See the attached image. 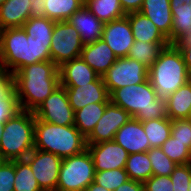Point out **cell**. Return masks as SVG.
I'll use <instances>...</instances> for the list:
<instances>
[{"mask_svg": "<svg viewBox=\"0 0 191 191\" xmlns=\"http://www.w3.org/2000/svg\"><path fill=\"white\" fill-rule=\"evenodd\" d=\"M19 109L34 112L60 85L58 66L51 60L29 64L12 74Z\"/></svg>", "mask_w": 191, "mask_h": 191, "instance_id": "6da1fadb", "label": "cell"}, {"mask_svg": "<svg viewBox=\"0 0 191 191\" xmlns=\"http://www.w3.org/2000/svg\"><path fill=\"white\" fill-rule=\"evenodd\" d=\"M51 41L35 40L22 27L0 30V68L10 75L29 64L51 60Z\"/></svg>", "mask_w": 191, "mask_h": 191, "instance_id": "7a4b0ae2", "label": "cell"}, {"mask_svg": "<svg viewBox=\"0 0 191 191\" xmlns=\"http://www.w3.org/2000/svg\"><path fill=\"white\" fill-rule=\"evenodd\" d=\"M109 97L113 104L141 122L167 117L166 100L158 96L149 79L116 89Z\"/></svg>", "mask_w": 191, "mask_h": 191, "instance_id": "3957f363", "label": "cell"}, {"mask_svg": "<svg viewBox=\"0 0 191 191\" xmlns=\"http://www.w3.org/2000/svg\"><path fill=\"white\" fill-rule=\"evenodd\" d=\"M34 149L47 151L64 159L87 149L86 137L75 125L60 126L35 118Z\"/></svg>", "mask_w": 191, "mask_h": 191, "instance_id": "277c9868", "label": "cell"}, {"mask_svg": "<svg viewBox=\"0 0 191 191\" xmlns=\"http://www.w3.org/2000/svg\"><path fill=\"white\" fill-rule=\"evenodd\" d=\"M148 79L158 96L167 98L189 80L183 56L174 44H169L149 68Z\"/></svg>", "mask_w": 191, "mask_h": 191, "instance_id": "5b68a950", "label": "cell"}, {"mask_svg": "<svg viewBox=\"0 0 191 191\" xmlns=\"http://www.w3.org/2000/svg\"><path fill=\"white\" fill-rule=\"evenodd\" d=\"M35 115L19 109L5 123L0 154L5 161L23 160L34 149Z\"/></svg>", "mask_w": 191, "mask_h": 191, "instance_id": "8992f818", "label": "cell"}, {"mask_svg": "<svg viewBox=\"0 0 191 191\" xmlns=\"http://www.w3.org/2000/svg\"><path fill=\"white\" fill-rule=\"evenodd\" d=\"M95 167L92 157L85 149L62 160L56 191H85L94 182Z\"/></svg>", "mask_w": 191, "mask_h": 191, "instance_id": "52a82bcc", "label": "cell"}, {"mask_svg": "<svg viewBox=\"0 0 191 191\" xmlns=\"http://www.w3.org/2000/svg\"><path fill=\"white\" fill-rule=\"evenodd\" d=\"M84 47L80 34L68 21H55L50 54L51 61L60 67L63 63L81 56Z\"/></svg>", "mask_w": 191, "mask_h": 191, "instance_id": "ba28073f", "label": "cell"}, {"mask_svg": "<svg viewBox=\"0 0 191 191\" xmlns=\"http://www.w3.org/2000/svg\"><path fill=\"white\" fill-rule=\"evenodd\" d=\"M149 68L129 57L117 58L116 62L102 76L109 95L127 85L143 83L148 79Z\"/></svg>", "mask_w": 191, "mask_h": 191, "instance_id": "9c48e42d", "label": "cell"}, {"mask_svg": "<svg viewBox=\"0 0 191 191\" xmlns=\"http://www.w3.org/2000/svg\"><path fill=\"white\" fill-rule=\"evenodd\" d=\"M42 191H56L62 158L56 154L33 149L24 159Z\"/></svg>", "mask_w": 191, "mask_h": 191, "instance_id": "30bf717a", "label": "cell"}, {"mask_svg": "<svg viewBox=\"0 0 191 191\" xmlns=\"http://www.w3.org/2000/svg\"><path fill=\"white\" fill-rule=\"evenodd\" d=\"M74 113L62 85H59L34 111L35 118L60 126L74 125Z\"/></svg>", "mask_w": 191, "mask_h": 191, "instance_id": "8fae6325", "label": "cell"}, {"mask_svg": "<svg viewBox=\"0 0 191 191\" xmlns=\"http://www.w3.org/2000/svg\"><path fill=\"white\" fill-rule=\"evenodd\" d=\"M131 118L123 108L111 101L106 105L101 119L95 125L91 134L86 138L87 144H97L104 141H112L116 132Z\"/></svg>", "mask_w": 191, "mask_h": 191, "instance_id": "7c38bea8", "label": "cell"}, {"mask_svg": "<svg viewBox=\"0 0 191 191\" xmlns=\"http://www.w3.org/2000/svg\"><path fill=\"white\" fill-rule=\"evenodd\" d=\"M95 172L125 168L129 153L114 140L87 144Z\"/></svg>", "mask_w": 191, "mask_h": 191, "instance_id": "4fadbf2b", "label": "cell"}, {"mask_svg": "<svg viewBox=\"0 0 191 191\" xmlns=\"http://www.w3.org/2000/svg\"><path fill=\"white\" fill-rule=\"evenodd\" d=\"M102 39L112 49L117 58L127 57L134 43V36L129 19L125 16L105 23Z\"/></svg>", "mask_w": 191, "mask_h": 191, "instance_id": "5bb4252c", "label": "cell"}, {"mask_svg": "<svg viewBox=\"0 0 191 191\" xmlns=\"http://www.w3.org/2000/svg\"><path fill=\"white\" fill-rule=\"evenodd\" d=\"M74 112L91 103L110 102L102 76L96 81L78 86H64Z\"/></svg>", "mask_w": 191, "mask_h": 191, "instance_id": "9a60e30c", "label": "cell"}, {"mask_svg": "<svg viewBox=\"0 0 191 191\" xmlns=\"http://www.w3.org/2000/svg\"><path fill=\"white\" fill-rule=\"evenodd\" d=\"M113 140L129 154L147 152L151 148L142 122L134 117L116 132Z\"/></svg>", "mask_w": 191, "mask_h": 191, "instance_id": "2e32d148", "label": "cell"}, {"mask_svg": "<svg viewBox=\"0 0 191 191\" xmlns=\"http://www.w3.org/2000/svg\"><path fill=\"white\" fill-rule=\"evenodd\" d=\"M67 21L78 31L84 46L102 39L104 23L85 4L74 12Z\"/></svg>", "mask_w": 191, "mask_h": 191, "instance_id": "e0dca14e", "label": "cell"}, {"mask_svg": "<svg viewBox=\"0 0 191 191\" xmlns=\"http://www.w3.org/2000/svg\"><path fill=\"white\" fill-rule=\"evenodd\" d=\"M58 70L62 86L80 87V85L94 82L100 77L81 56L63 63Z\"/></svg>", "mask_w": 191, "mask_h": 191, "instance_id": "ac0fdd59", "label": "cell"}, {"mask_svg": "<svg viewBox=\"0 0 191 191\" xmlns=\"http://www.w3.org/2000/svg\"><path fill=\"white\" fill-rule=\"evenodd\" d=\"M81 58L100 76H103L117 60L103 39L85 45L81 51Z\"/></svg>", "mask_w": 191, "mask_h": 191, "instance_id": "d6986e66", "label": "cell"}, {"mask_svg": "<svg viewBox=\"0 0 191 191\" xmlns=\"http://www.w3.org/2000/svg\"><path fill=\"white\" fill-rule=\"evenodd\" d=\"M140 12L157 26L171 44L173 15L170 0H144Z\"/></svg>", "mask_w": 191, "mask_h": 191, "instance_id": "ffe728a7", "label": "cell"}, {"mask_svg": "<svg viewBox=\"0 0 191 191\" xmlns=\"http://www.w3.org/2000/svg\"><path fill=\"white\" fill-rule=\"evenodd\" d=\"M134 40L150 43H169L157 26L140 11L126 14Z\"/></svg>", "mask_w": 191, "mask_h": 191, "instance_id": "44dd1931", "label": "cell"}, {"mask_svg": "<svg viewBox=\"0 0 191 191\" xmlns=\"http://www.w3.org/2000/svg\"><path fill=\"white\" fill-rule=\"evenodd\" d=\"M30 0H6L0 7V30L22 27L30 18Z\"/></svg>", "mask_w": 191, "mask_h": 191, "instance_id": "7402d4cb", "label": "cell"}, {"mask_svg": "<svg viewBox=\"0 0 191 191\" xmlns=\"http://www.w3.org/2000/svg\"><path fill=\"white\" fill-rule=\"evenodd\" d=\"M166 113L171 120L191 118V80L166 99Z\"/></svg>", "mask_w": 191, "mask_h": 191, "instance_id": "603a6c76", "label": "cell"}, {"mask_svg": "<svg viewBox=\"0 0 191 191\" xmlns=\"http://www.w3.org/2000/svg\"><path fill=\"white\" fill-rule=\"evenodd\" d=\"M109 102L91 103L74 113L75 127L87 138L101 119Z\"/></svg>", "mask_w": 191, "mask_h": 191, "instance_id": "cb8c5ba5", "label": "cell"}, {"mask_svg": "<svg viewBox=\"0 0 191 191\" xmlns=\"http://www.w3.org/2000/svg\"><path fill=\"white\" fill-rule=\"evenodd\" d=\"M84 4L104 24L126 16L120 0H85Z\"/></svg>", "mask_w": 191, "mask_h": 191, "instance_id": "d4e9b609", "label": "cell"}, {"mask_svg": "<svg viewBox=\"0 0 191 191\" xmlns=\"http://www.w3.org/2000/svg\"><path fill=\"white\" fill-rule=\"evenodd\" d=\"M169 44L170 43H150L134 40L127 57L135 59L150 68L159 57L161 51Z\"/></svg>", "mask_w": 191, "mask_h": 191, "instance_id": "484cf974", "label": "cell"}, {"mask_svg": "<svg viewBox=\"0 0 191 191\" xmlns=\"http://www.w3.org/2000/svg\"><path fill=\"white\" fill-rule=\"evenodd\" d=\"M129 179L144 183L152 175V166L147 152L129 154L124 168Z\"/></svg>", "mask_w": 191, "mask_h": 191, "instance_id": "4316f807", "label": "cell"}, {"mask_svg": "<svg viewBox=\"0 0 191 191\" xmlns=\"http://www.w3.org/2000/svg\"><path fill=\"white\" fill-rule=\"evenodd\" d=\"M151 148L161 147L171 135V119L168 117L142 122Z\"/></svg>", "mask_w": 191, "mask_h": 191, "instance_id": "83f0119b", "label": "cell"}, {"mask_svg": "<svg viewBox=\"0 0 191 191\" xmlns=\"http://www.w3.org/2000/svg\"><path fill=\"white\" fill-rule=\"evenodd\" d=\"M46 17L54 21H67L85 0H45Z\"/></svg>", "mask_w": 191, "mask_h": 191, "instance_id": "f1b7e54d", "label": "cell"}, {"mask_svg": "<svg viewBox=\"0 0 191 191\" xmlns=\"http://www.w3.org/2000/svg\"><path fill=\"white\" fill-rule=\"evenodd\" d=\"M14 191H42L30 165L23 160H15Z\"/></svg>", "mask_w": 191, "mask_h": 191, "instance_id": "f546056e", "label": "cell"}, {"mask_svg": "<svg viewBox=\"0 0 191 191\" xmlns=\"http://www.w3.org/2000/svg\"><path fill=\"white\" fill-rule=\"evenodd\" d=\"M55 21L47 17L29 18L22 28L35 40L51 41Z\"/></svg>", "mask_w": 191, "mask_h": 191, "instance_id": "4dcf8cb0", "label": "cell"}, {"mask_svg": "<svg viewBox=\"0 0 191 191\" xmlns=\"http://www.w3.org/2000/svg\"><path fill=\"white\" fill-rule=\"evenodd\" d=\"M173 15L171 44H176L187 32H191V8H171Z\"/></svg>", "mask_w": 191, "mask_h": 191, "instance_id": "1f68e13d", "label": "cell"}, {"mask_svg": "<svg viewBox=\"0 0 191 191\" xmlns=\"http://www.w3.org/2000/svg\"><path fill=\"white\" fill-rule=\"evenodd\" d=\"M160 148L178 165L191 163V150L172 135H170Z\"/></svg>", "mask_w": 191, "mask_h": 191, "instance_id": "d6a6232c", "label": "cell"}, {"mask_svg": "<svg viewBox=\"0 0 191 191\" xmlns=\"http://www.w3.org/2000/svg\"><path fill=\"white\" fill-rule=\"evenodd\" d=\"M129 180L124 168L95 172L94 183L108 191H115L120 185Z\"/></svg>", "mask_w": 191, "mask_h": 191, "instance_id": "836d02e7", "label": "cell"}, {"mask_svg": "<svg viewBox=\"0 0 191 191\" xmlns=\"http://www.w3.org/2000/svg\"><path fill=\"white\" fill-rule=\"evenodd\" d=\"M147 153L151 162L153 175L170 176L178 165L160 147L150 148Z\"/></svg>", "mask_w": 191, "mask_h": 191, "instance_id": "e575fe53", "label": "cell"}, {"mask_svg": "<svg viewBox=\"0 0 191 191\" xmlns=\"http://www.w3.org/2000/svg\"><path fill=\"white\" fill-rule=\"evenodd\" d=\"M173 191H188L191 181V163L177 165L170 175Z\"/></svg>", "mask_w": 191, "mask_h": 191, "instance_id": "d590c367", "label": "cell"}, {"mask_svg": "<svg viewBox=\"0 0 191 191\" xmlns=\"http://www.w3.org/2000/svg\"><path fill=\"white\" fill-rule=\"evenodd\" d=\"M171 135L191 150V118L171 120Z\"/></svg>", "mask_w": 191, "mask_h": 191, "instance_id": "8d00e7d4", "label": "cell"}, {"mask_svg": "<svg viewBox=\"0 0 191 191\" xmlns=\"http://www.w3.org/2000/svg\"><path fill=\"white\" fill-rule=\"evenodd\" d=\"M15 160L4 161L0 166V191H14Z\"/></svg>", "mask_w": 191, "mask_h": 191, "instance_id": "74e56055", "label": "cell"}, {"mask_svg": "<svg viewBox=\"0 0 191 191\" xmlns=\"http://www.w3.org/2000/svg\"><path fill=\"white\" fill-rule=\"evenodd\" d=\"M19 110L15 91L12 90L6 97L0 99V122H6Z\"/></svg>", "mask_w": 191, "mask_h": 191, "instance_id": "f35d334b", "label": "cell"}, {"mask_svg": "<svg viewBox=\"0 0 191 191\" xmlns=\"http://www.w3.org/2000/svg\"><path fill=\"white\" fill-rule=\"evenodd\" d=\"M144 191H173L170 176L152 175L143 183Z\"/></svg>", "mask_w": 191, "mask_h": 191, "instance_id": "ab89813d", "label": "cell"}, {"mask_svg": "<svg viewBox=\"0 0 191 191\" xmlns=\"http://www.w3.org/2000/svg\"><path fill=\"white\" fill-rule=\"evenodd\" d=\"M180 50L184 63L186 65L187 71L191 76V32H187L176 44H174Z\"/></svg>", "mask_w": 191, "mask_h": 191, "instance_id": "60d3db41", "label": "cell"}, {"mask_svg": "<svg viewBox=\"0 0 191 191\" xmlns=\"http://www.w3.org/2000/svg\"><path fill=\"white\" fill-rule=\"evenodd\" d=\"M13 90L12 75L0 68V99L6 97Z\"/></svg>", "mask_w": 191, "mask_h": 191, "instance_id": "b9f144b4", "label": "cell"}, {"mask_svg": "<svg viewBox=\"0 0 191 191\" xmlns=\"http://www.w3.org/2000/svg\"><path fill=\"white\" fill-rule=\"evenodd\" d=\"M30 18L46 17L45 0H30Z\"/></svg>", "mask_w": 191, "mask_h": 191, "instance_id": "7bdbcfd3", "label": "cell"}, {"mask_svg": "<svg viewBox=\"0 0 191 191\" xmlns=\"http://www.w3.org/2000/svg\"><path fill=\"white\" fill-rule=\"evenodd\" d=\"M144 0H120L122 10L125 14L140 11Z\"/></svg>", "mask_w": 191, "mask_h": 191, "instance_id": "ee69618b", "label": "cell"}, {"mask_svg": "<svg viewBox=\"0 0 191 191\" xmlns=\"http://www.w3.org/2000/svg\"><path fill=\"white\" fill-rule=\"evenodd\" d=\"M115 191H144V186L142 182L129 179L120 185Z\"/></svg>", "mask_w": 191, "mask_h": 191, "instance_id": "f6af8a7d", "label": "cell"}, {"mask_svg": "<svg viewBox=\"0 0 191 191\" xmlns=\"http://www.w3.org/2000/svg\"><path fill=\"white\" fill-rule=\"evenodd\" d=\"M170 6L177 9L191 8V0H170Z\"/></svg>", "mask_w": 191, "mask_h": 191, "instance_id": "bcb514c9", "label": "cell"}, {"mask_svg": "<svg viewBox=\"0 0 191 191\" xmlns=\"http://www.w3.org/2000/svg\"><path fill=\"white\" fill-rule=\"evenodd\" d=\"M85 191H108L107 189H105L104 187L92 182L91 184H89L87 186V188L85 189Z\"/></svg>", "mask_w": 191, "mask_h": 191, "instance_id": "7dc6e473", "label": "cell"}, {"mask_svg": "<svg viewBox=\"0 0 191 191\" xmlns=\"http://www.w3.org/2000/svg\"><path fill=\"white\" fill-rule=\"evenodd\" d=\"M3 129H4V122H0V143H1V135L3 133Z\"/></svg>", "mask_w": 191, "mask_h": 191, "instance_id": "c3c4849f", "label": "cell"}, {"mask_svg": "<svg viewBox=\"0 0 191 191\" xmlns=\"http://www.w3.org/2000/svg\"><path fill=\"white\" fill-rule=\"evenodd\" d=\"M5 160L3 159V157L1 156V154H0V166H1V164L4 162Z\"/></svg>", "mask_w": 191, "mask_h": 191, "instance_id": "681fc988", "label": "cell"}, {"mask_svg": "<svg viewBox=\"0 0 191 191\" xmlns=\"http://www.w3.org/2000/svg\"><path fill=\"white\" fill-rule=\"evenodd\" d=\"M6 0H0V7L3 5V3L5 2Z\"/></svg>", "mask_w": 191, "mask_h": 191, "instance_id": "f907efd6", "label": "cell"}, {"mask_svg": "<svg viewBox=\"0 0 191 191\" xmlns=\"http://www.w3.org/2000/svg\"><path fill=\"white\" fill-rule=\"evenodd\" d=\"M188 191H191V181H190V184H189V187H188Z\"/></svg>", "mask_w": 191, "mask_h": 191, "instance_id": "816d5d0a", "label": "cell"}]
</instances>
